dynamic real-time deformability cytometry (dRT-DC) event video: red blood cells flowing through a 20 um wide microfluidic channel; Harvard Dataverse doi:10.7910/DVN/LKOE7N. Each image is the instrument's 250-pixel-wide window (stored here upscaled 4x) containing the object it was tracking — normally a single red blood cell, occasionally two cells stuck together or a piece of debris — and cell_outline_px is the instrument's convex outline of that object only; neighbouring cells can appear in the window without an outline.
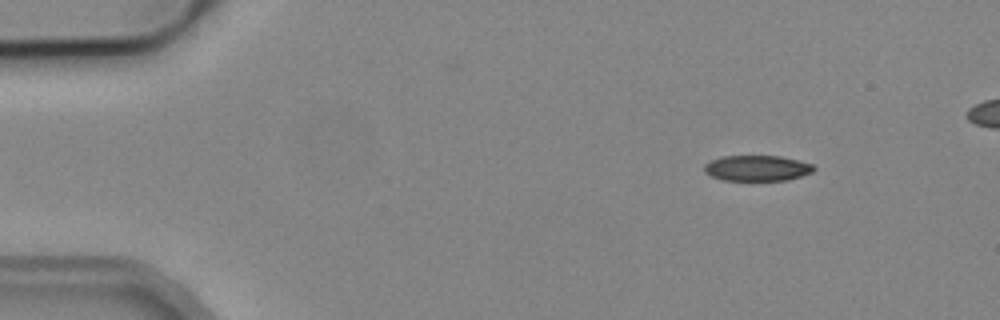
{"species": "common noctule bat (a hibernating species)", "species_latin": "Nyctalus noctula", "temperature_condition": "cold", "stored_images_in_passage": 6, "camera_frame_rate_fps": 3000, "um_per_image_px": 0.085, "animal": {"sex": "male", "body_mass_g": 19.2, "forearm_length_mm": 51.8}, "frame": {"image": 1, "passage_image": 6, "time_ms": 5.667, "image_size_px": [1000, 320], "cell_outline_px": [[816, 168], [812, 172], [788, 180], [724, 180], [712, 176], [704, 172], [704, 164], [712, 160], [724, 156], [780, 156], [812, 164]], "centroid_in_image_um": [64.35, 14.29], "position_along_channel_um": 20.7, "area_um2": 16.18}}